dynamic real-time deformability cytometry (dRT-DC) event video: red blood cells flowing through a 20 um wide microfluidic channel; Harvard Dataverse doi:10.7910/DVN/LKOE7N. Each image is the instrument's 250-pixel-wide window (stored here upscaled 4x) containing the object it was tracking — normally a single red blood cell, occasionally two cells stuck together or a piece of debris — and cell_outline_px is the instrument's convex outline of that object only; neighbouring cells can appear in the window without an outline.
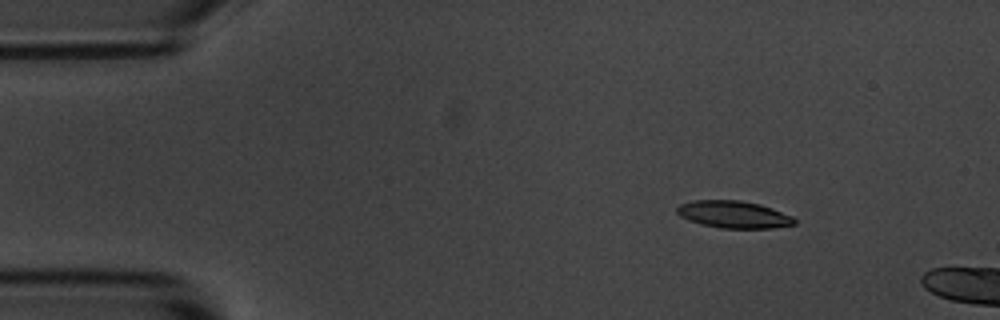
{"species": "common noctule bat (a hibernating species)", "species_latin": "Nyctalus noctula", "temperature_condition": "room temperature", "stored_images_in_passage": 4, "camera_frame_rate_fps": 3000, "um_per_image_px": 0.085, "animal": {"sex": "male", "body_mass_g": 20.1, "forearm_length_mm": 53.5}, "frame": {"image": 1, "passage_image": 3, "time_ms": 2.333, "image_size_px": [1000, 320], "cell_outline_px": [[796, 224], [772, 228], [720, 228], [700, 224], [688, 220], [680, 216], [676, 212], [676, 208], [680, 204], [692, 200], [740, 200], [760, 204], [772, 208], [792, 216], [796, 220]], "centroid_in_image_um": [62.34, 18.23], "position_along_channel_um": 22.7, "area_um2": 18.73}}